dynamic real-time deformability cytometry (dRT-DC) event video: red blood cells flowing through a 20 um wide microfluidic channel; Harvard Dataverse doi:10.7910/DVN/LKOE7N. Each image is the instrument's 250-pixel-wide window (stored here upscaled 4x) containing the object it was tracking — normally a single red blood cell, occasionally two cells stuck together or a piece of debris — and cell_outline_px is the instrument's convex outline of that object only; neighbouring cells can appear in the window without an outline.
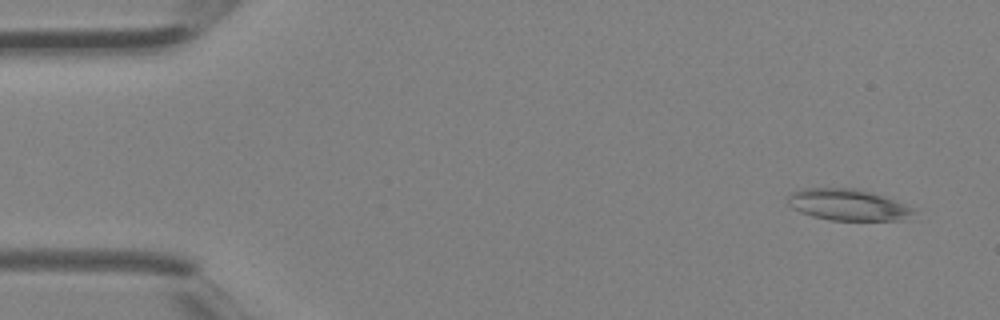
{"species": "Egyptian fruit bat (a non-hibernating species)", "species_latin": "Rousettus aegyptiacus", "temperature_condition": "room temperature", "stored_images_in_passage": 3, "camera_frame_rate_fps": 3000, "um_per_image_px": 0.085, "animal": {"sex": "female"}, "frame": {"image": 1, "passage_image": 1, "time_ms": 0.0, "image_size_px": [1000, 320], "cell_outline_px": [[920, 212], [900, 220], [828, 220], [812, 216], [800, 212], [792, 208], [788, 204], [788, 196], [792, 192], [800, 188], [856, 188], [872, 192], [884, 196], [916, 208]], "centroid_in_image_um": [72.09, 17.4], "position_along_channel_um": 12.9, "area_um2": 23.29}}